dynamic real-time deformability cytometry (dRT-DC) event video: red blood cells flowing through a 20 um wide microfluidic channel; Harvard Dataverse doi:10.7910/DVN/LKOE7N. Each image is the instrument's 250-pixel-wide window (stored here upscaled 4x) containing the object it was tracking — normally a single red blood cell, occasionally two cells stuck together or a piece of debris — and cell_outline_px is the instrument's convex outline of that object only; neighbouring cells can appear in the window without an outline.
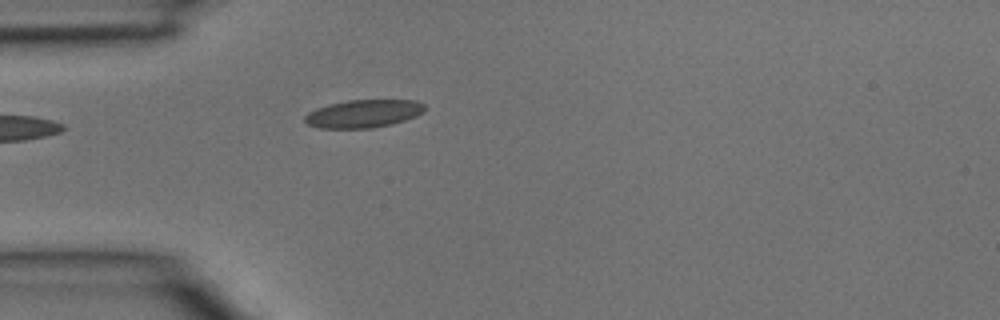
{"species": "common noctule bat (a hibernating species)", "species_latin": "Nyctalus noctula", "temperature_condition": "room temperature", "stored_images_in_passage": 2, "camera_frame_rate_fps": 3000, "um_per_image_px": 0.085, "animal": {"sex": "male", "body_mass_g": 15.6}, "frame": {"image": 1, "passage_image": 2, "time_ms": 0.333, "image_size_px": [1000, 320], "cell_outline_px": [[424, 112], [416, 116], [392, 124], [372, 128], [320, 128], [308, 124], [304, 120], [304, 116], [308, 112], [316, 108], [328, 104], [348, 100], [416, 100], [424, 104]], "centroid_in_image_um": [30.88, 9.66], "position_along_channel_um": 54.1, "area_um2": 19.54}}